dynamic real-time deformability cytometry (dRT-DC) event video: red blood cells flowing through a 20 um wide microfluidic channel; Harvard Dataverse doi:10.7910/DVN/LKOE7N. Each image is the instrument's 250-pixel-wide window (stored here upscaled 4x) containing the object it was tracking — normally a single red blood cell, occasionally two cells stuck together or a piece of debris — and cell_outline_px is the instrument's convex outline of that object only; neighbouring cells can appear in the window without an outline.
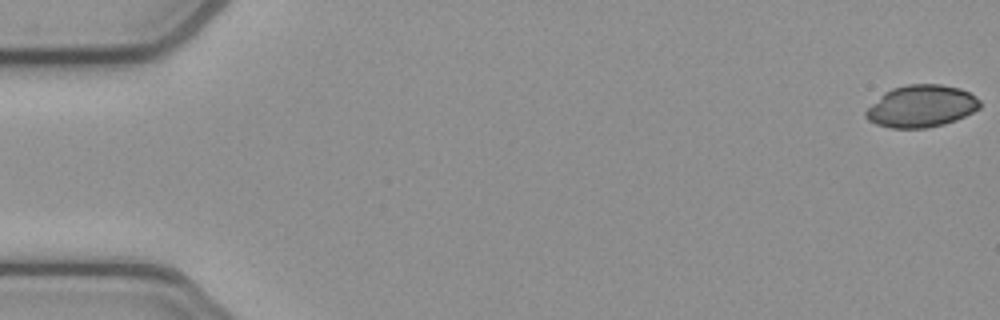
{"species": "common noctule bat (a hibernating species)", "species_latin": "Nyctalus noctula", "temperature_condition": "cold", "stored_images_in_passage": 11, "camera_frame_rate_fps": 3000, "um_per_image_px": 0.085, "animal": {"sex": "female", "body_mass_g": 21.9}, "frame": {"image": 1, "passage_image": 1, "time_ms": 0.0, "image_size_px": [1000, 320], "cell_outline_px": [[980, 108], [956, 120], [944, 124], [928, 128], [892, 128], [876, 124], [868, 120], [864, 116], [864, 112], [884, 92], [892, 88], [908, 84], [940, 84], [960, 88], [968, 92], [980, 100]], "centroid_in_image_um": [78.3, 9.03], "position_along_channel_um": 6.7, "area_um2": 27.98}}